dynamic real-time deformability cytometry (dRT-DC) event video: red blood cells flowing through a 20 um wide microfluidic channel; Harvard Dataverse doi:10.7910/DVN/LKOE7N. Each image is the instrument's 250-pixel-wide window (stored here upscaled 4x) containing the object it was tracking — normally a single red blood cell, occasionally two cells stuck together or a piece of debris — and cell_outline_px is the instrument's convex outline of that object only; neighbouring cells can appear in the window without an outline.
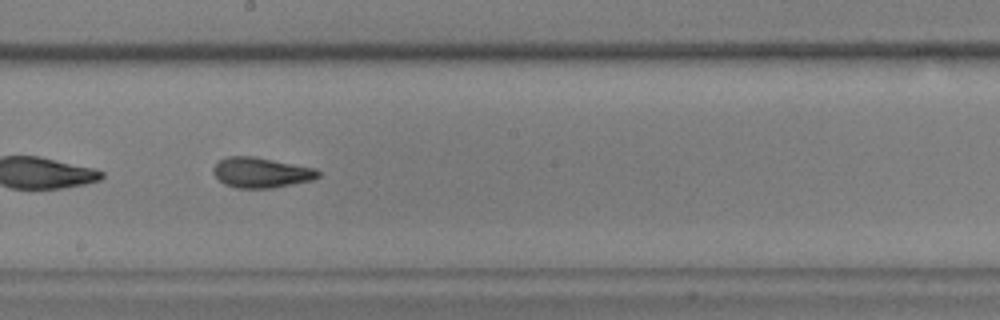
{"species": "common noctule bat (a hibernating species)", "species_latin": "Nyctalus noctula", "temperature_condition": "warm", "stored_images_in_passage": 50, "camera_frame_rate_fps": 3000, "um_per_image_px": 0.085, "animal": {"sex": "male", "body_mass_g": 17.9, "forearm_length_mm": 54.2}, "frame": {"image": 1, "passage_image": 26, "time_ms": 8.333, "image_size_px": [1000, 320], "cell_outline_px": [[320, 176], [312, 180], [272, 188], [236, 188], [224, 184], [212, 172], [212, 168], [220, 160], [228, 156], [256, 156], [316, 168], [320, 172]], "centroid_in_image_um": [22.21, 14.66], "position_along_channel_um": 226.0, "area_um2": 18.61}}
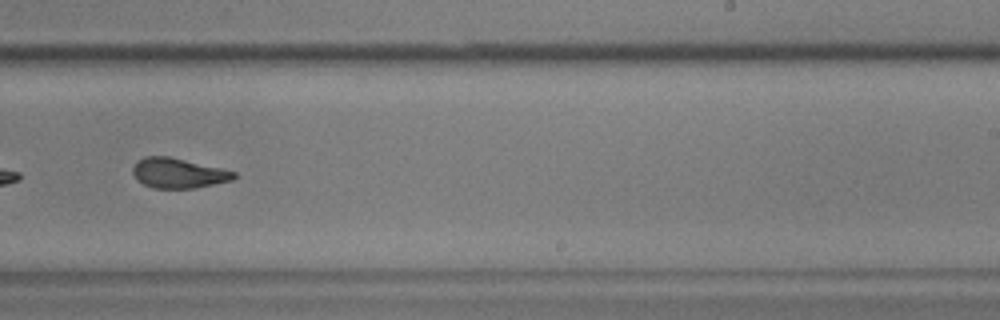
{"frame": {"image": 2, "passage_image": 30, "time_ms": 9.667, "image_size_px": [1000, 320], "cell_outline_px": [[236, 176], [232, 180], [196, 188], [152, 188], [144, 184], [132, 172], [132, 168], [136, 160], [144, 156], [168, 156], [224, 168], [236, 172]], "centroid_in_image_um": [15.17, 14.7], "position_along_channel_um": 273.8, "area_um2": 17.74}}
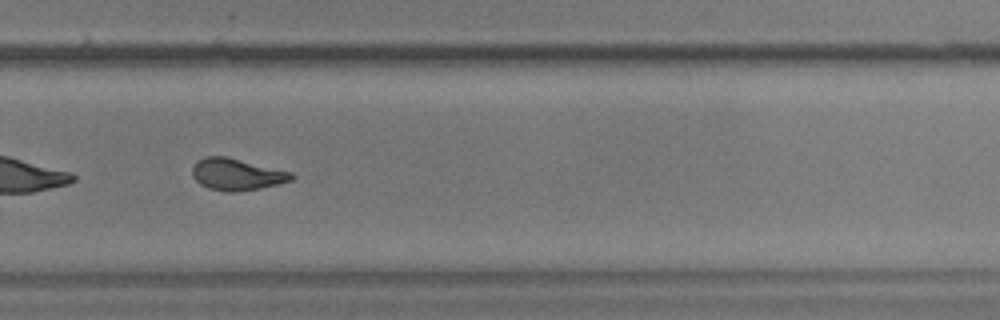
{"frame": {"image": 3, "passage_image": 33, "time_ms": 10.667, "image_size_px": [1000, 320], "cell_outline_px": [[296, 176], [292, 180], [260, 188], [240, 192], [228, 192], [208, 188], [200, 184], [192, 176], [192, 168], [196, 160], [204, 156], [228, 156], [292, 172]], "centroid_in_image_um": [20.11, 14.81], "position_along_channel_um": 309.7, "area_um2": 18.61}, "authors_computed_cell_mechanics": {"area_um2": 18.8428, "velocity_mm_per_s": 3.5967, "shape_relaxation_time_tau1_ms": 7.3214, "shape_relaxation_time_tau2_ms": 1.5739, "deformation_change_tau1": 0.1984, "deformation_change_tau2": 0.0807}}